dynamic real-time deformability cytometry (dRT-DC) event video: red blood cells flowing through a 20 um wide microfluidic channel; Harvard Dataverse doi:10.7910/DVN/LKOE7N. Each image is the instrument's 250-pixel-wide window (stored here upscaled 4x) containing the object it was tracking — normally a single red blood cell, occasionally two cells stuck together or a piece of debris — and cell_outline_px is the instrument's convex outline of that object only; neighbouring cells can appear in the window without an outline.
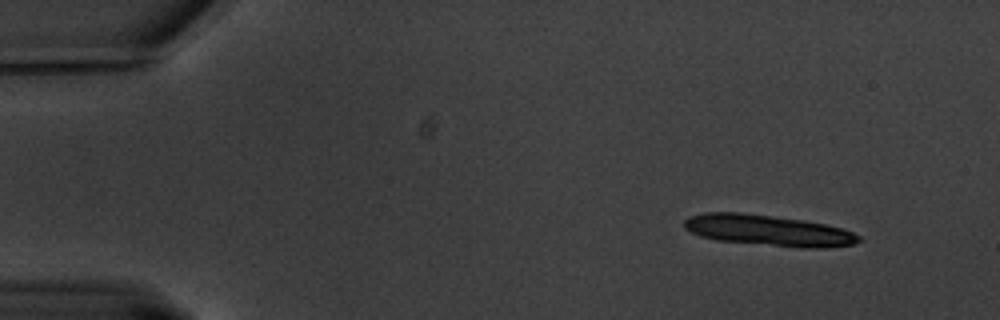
{"species": "common noctule bat (a hibernating species)", "species_latin": "Nyctalus noctula", "temperature_condition": "warm", "stored_images_in_passage": 12, "camera_frame_rate_fps": 3000, "um_per_image_px": 0.085, "animal": {"sex": "male", "body_mass_g": 20.1, "forearm_length_mm": 53.5}, "frame": {"image": 1, "passage_image": 1, "time_ms": 0.0, "image_size_px": [1000, 320], "cell_outline_px": [[860, 240], [852, 244], [824, 248], [804, 248], [716, 240], [700, 236], [684, 228], [684, 220], [688, 216], [704, 212], [740, 212], [804, 220], [844, 228], [860, 236]], "centroid_in_image_um": [65.28, 19.58], "position_along_channel_um": 19.7, "area_um2": 31.44}}